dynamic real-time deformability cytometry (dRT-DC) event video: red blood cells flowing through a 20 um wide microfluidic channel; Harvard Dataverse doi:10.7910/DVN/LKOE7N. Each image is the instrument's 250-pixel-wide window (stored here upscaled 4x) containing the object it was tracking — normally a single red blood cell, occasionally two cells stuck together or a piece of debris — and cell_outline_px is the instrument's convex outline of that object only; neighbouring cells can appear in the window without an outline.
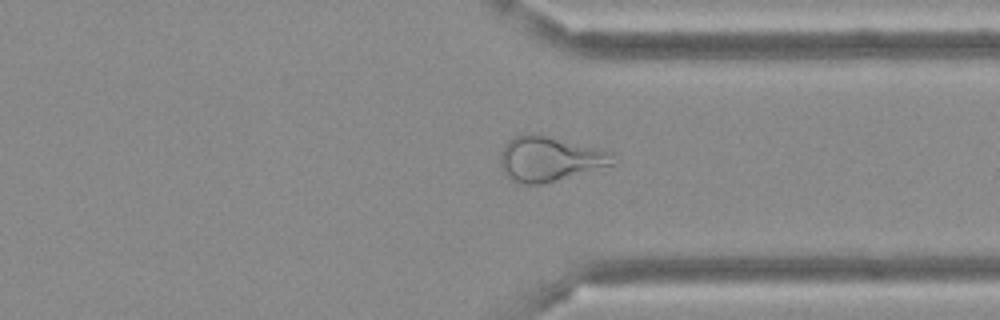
{"species": "Egyptian fruit bat (a non-hibernating species)", "species_latin": "Rousettus aegyptiacus", "temperature_condition": "cold", "stored_images_in_passage": 44, "camera_frame_rate_fps": 3000, "um_per_image_px": 0.085, "frame": {"image": 1, "passage_image": 32, "time_ms": 10.333, "image_size_px": [1000, 320], "cell_outline_px": [[616, 152], [612, 164], [540, 184], [520, 184], [508, 180], [500, 168], [500, 152], [504, 144], [512, 136], [528, 132], [532, 132], [600, 148]], "centroid_in_image_um": [46.63, 13.47], "position_along_channel_um": 364.8, "area_um2": 29.71}}